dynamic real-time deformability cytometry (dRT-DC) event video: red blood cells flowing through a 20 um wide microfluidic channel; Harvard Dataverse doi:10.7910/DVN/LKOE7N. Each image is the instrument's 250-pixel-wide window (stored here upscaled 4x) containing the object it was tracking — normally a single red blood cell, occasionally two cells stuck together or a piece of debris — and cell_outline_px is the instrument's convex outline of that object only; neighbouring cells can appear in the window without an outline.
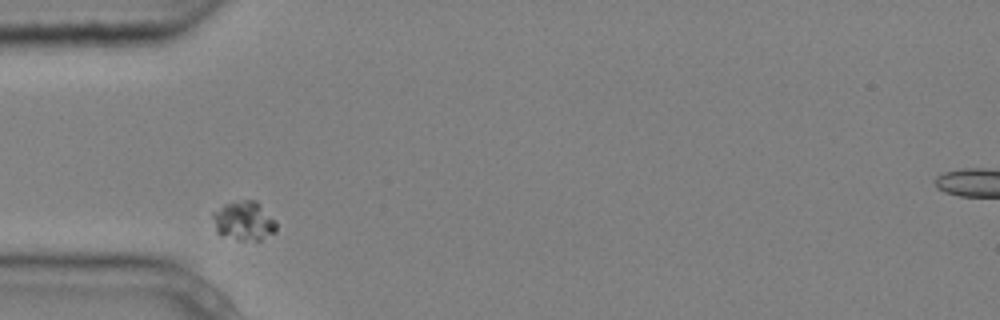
{"species": "common noctule bat (a hibernating species)", "species_latin": "Nyctalus noctula", "temperature_condition": "cold", "stored_images_in_passage": 2, "camera_frame_rate_fps": 3000, "um_per_image_px": 0.085, "animal": {"sex": "male", "body_mass_g": 20.4}, "frame": {"image": 1, "passage_image": 1, "time_ms": 0.0, "image_size_px": [1000, 320], "cell_outline_px": [[276, 232], [260, 240], [240, 240], [216, 232], [212, 216], [212, 212], [224, 204], [244, 200], [256, 200], [276, 220]], "centroid_in_image_um": [20.75, 18.76], "position_along_channel_um": 64.3, "area_um2": 14.45}}
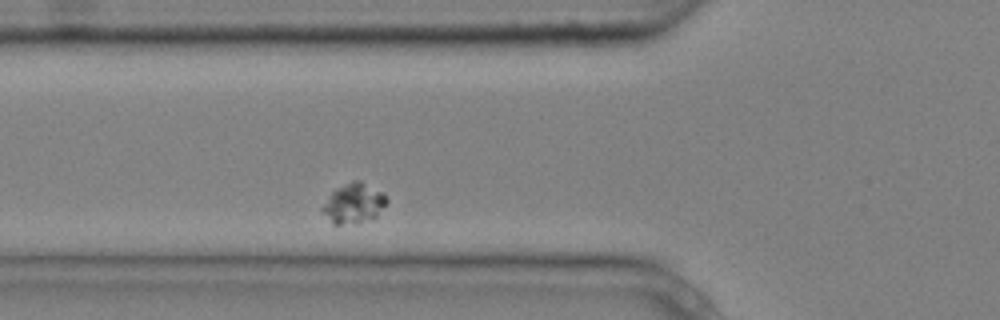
{"frame": {"image": 2, "passage_image": 2, "time_ms": 0.333, "image_size_px": [1000, 320], "cell_outline_px": [[388, 200], [376, 216], [372, 220], [356, 224], [332, 224], [320, 208], [332, 192], [336, 188], [352, 180], [360, 180], [380, 192]], "centroid_in_image_um": [30.04, 17.31], "position_along_channel_um": 95.8, "area_um2": 14.85}}